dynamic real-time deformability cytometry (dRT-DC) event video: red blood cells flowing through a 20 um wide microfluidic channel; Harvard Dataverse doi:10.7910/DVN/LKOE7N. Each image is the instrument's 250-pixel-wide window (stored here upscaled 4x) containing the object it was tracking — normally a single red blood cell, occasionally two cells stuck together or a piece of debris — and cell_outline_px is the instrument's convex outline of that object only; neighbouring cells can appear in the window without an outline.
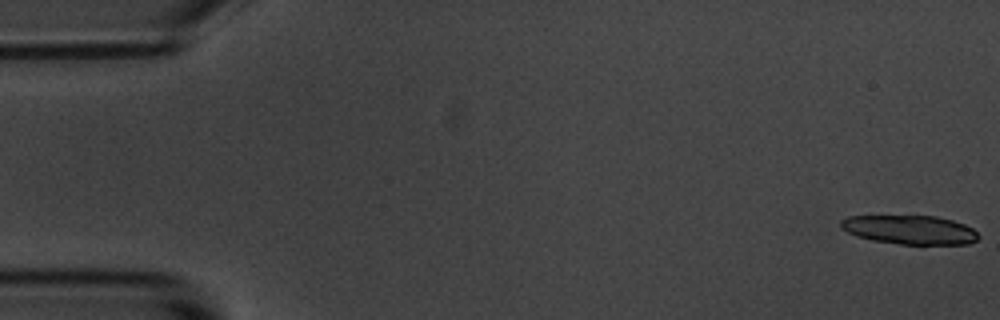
{"species": "common noctule bat (a hibernating species)", "species_latin": "Nyctalus noctula", "temperature_condition": "room temperature", "stored_images_in_passage": 20, "camera_frame_rate_fps": 3000, "um_per_image_px": 0.085, "animal": {"sex": "male", "body_mass_g": 20.1, "forearm_length_mm": 53.5}, "frame": {"image": 1, "passage_image": 1, "time_ms": 0.0, "image_size_px": [1000, 320], "cell_outline_px": [[980, 236], [976, 240], [968, 244], [900, 244], [872, 240], [856, 236], [840, 228], [840, 220], [848, 216], [936, 216], [952, 220], [964, 224], [972, 228]], "centroid_in_image_um": [77.32, 19.53], "position_along_channel_um": 7.7, "area_um2": 23.18}}